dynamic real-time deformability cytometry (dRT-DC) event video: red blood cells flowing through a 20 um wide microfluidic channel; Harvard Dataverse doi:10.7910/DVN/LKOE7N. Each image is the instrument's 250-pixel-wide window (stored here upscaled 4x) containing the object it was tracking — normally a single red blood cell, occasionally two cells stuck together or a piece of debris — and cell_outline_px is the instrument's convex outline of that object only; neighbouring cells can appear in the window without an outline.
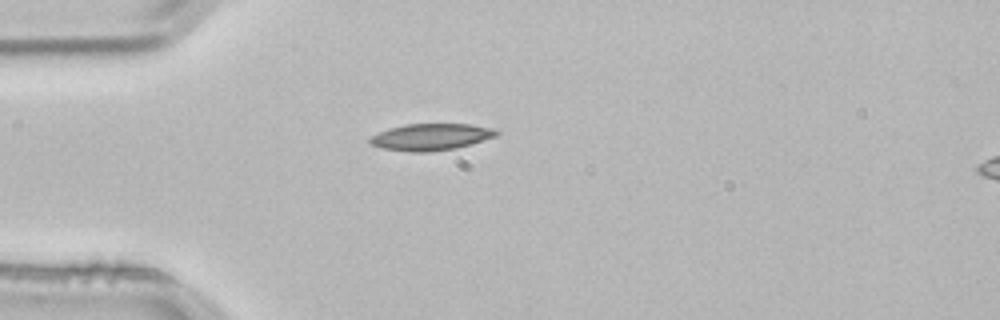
{"species": "common noctule bat (a hibernating species)", "species_latin": "Nyctalus noctula", "temperature_condition": "room temperature", "stored_images_in_passage": 2, "segment_of_instrument_passage": [1, 2], "camera_frame_rate_fps": 3000, "um_per_image_px": 0.085, "animal": {"sex": "male", "body_mass_g": 21.5, "forearm_length_mm": 52.0}, "frame": {"image": 1, "passage_image": 1, "time_ms": 0.0, "image_size_px": [1000, 320], "cell_outline_px": [[500, 132], [496, 136], [456, 148], [428, 152], [408, 152], [384, 148], [368, 144], [368, 140], [372, 136], [388, 128], [408, 124], [468, 124], [492, 128]], "centroid_in_image_um": [36.6, 11.64], "position_along_channel_um": 48.4, "area_um2": 19.54}}